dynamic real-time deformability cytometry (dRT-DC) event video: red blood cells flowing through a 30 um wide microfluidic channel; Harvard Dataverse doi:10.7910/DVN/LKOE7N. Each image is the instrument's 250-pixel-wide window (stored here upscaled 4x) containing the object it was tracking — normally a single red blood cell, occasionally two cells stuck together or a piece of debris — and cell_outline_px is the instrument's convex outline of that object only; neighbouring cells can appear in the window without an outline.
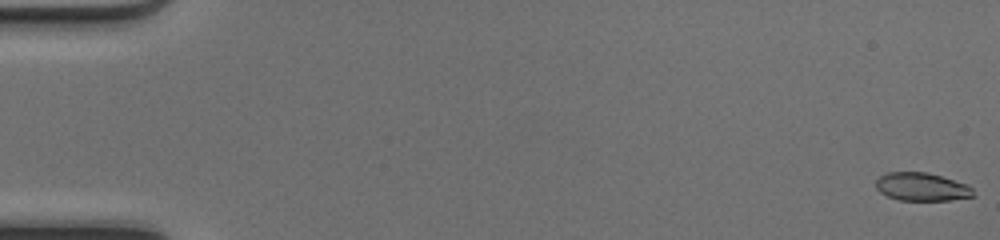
{"species": "common noctule bat (a hibernating species)", "species_latin": "Nyctalus noctula", "temperature_condition": "cold", "stored_images_in_passage": 50, "camera_frame_rate_fps": 3000, "um_per_image_px": 0.085, "animal": {"sex": "female", "body_mass_g": 17.0, "forearm_length_mm": 48.0}, "frame": {"image": 1, "passage_image": 1, "time_ms": 0.0, "image_size_px": [1000, 240], "cell_outline_px": [[976, 196], [948, 200], [900, 200], [888, 196], [880, 192], [876, 188], [876, 180], [880, 176], [888, 172], [928, 172], [968, 184], [972, 188]], "centroid_in_image_um": [78.37, 15.87], "position_along_channel_um": 6.6, "area_um2": 16.01}}
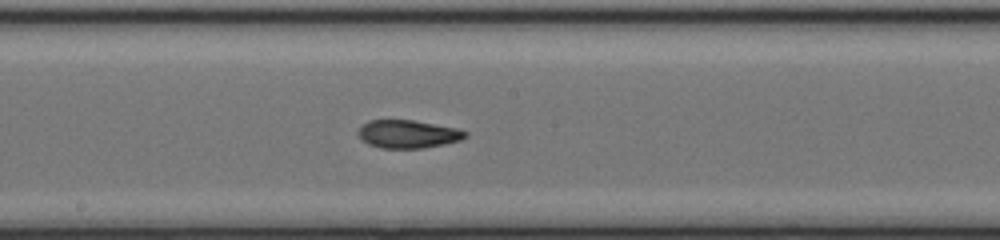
{"frame": {"image": 2, "passage_image": 28, "time_ms": 9.0, "image_size_px": [1000, 240], "cell_outline_px": [[468, 136], [460, 140], [444, 144], [424, 148], [380, 148], [368, 144], [360, 140], [356, 132], [368, 120], [412, 120], [456, 128], [468, 132]], "centroid_in_image_um": [34.65, 11.4], "position_along_channel_um": 213.6, "area_um2": 17.57}}
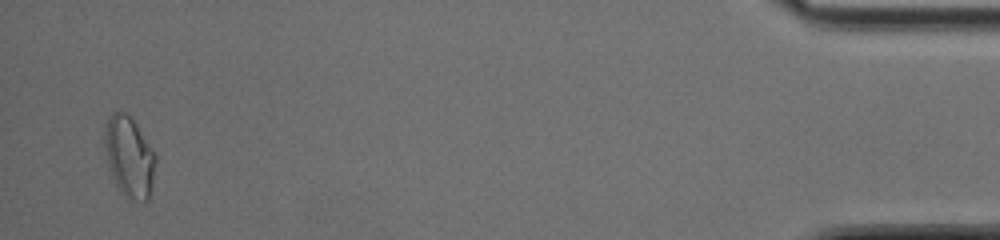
{"frame": {"image": 3, "passage_image": 49, "time_ms": 16.0, "image_size_px": [1000, 240], "cell_outline_px": [[156, 164], [148, 200], [144, 204], [128, 200], [124, 196], [116, 184], [112, 176], [108, 160], [104, 140], [104, 132], [108, 116], [112, 112], [124, 112], [132, 116], [156, 156]], "centroid_in_image_um": [11.0, 13.35], "position_along_channel_um": 424.2, "area_um2": 24.04}, "authors_computed_cell_mechanics": {"area_um2": 17.8313, "velocity_mm_per_s": 4.2062, "shape_relaxation_time_tau1_ms": null, "shape_relaxation_time_tau2_ms": 2.2629, "deformation_change_tau1": null, "deformation_change_tau2": 0.0754}}